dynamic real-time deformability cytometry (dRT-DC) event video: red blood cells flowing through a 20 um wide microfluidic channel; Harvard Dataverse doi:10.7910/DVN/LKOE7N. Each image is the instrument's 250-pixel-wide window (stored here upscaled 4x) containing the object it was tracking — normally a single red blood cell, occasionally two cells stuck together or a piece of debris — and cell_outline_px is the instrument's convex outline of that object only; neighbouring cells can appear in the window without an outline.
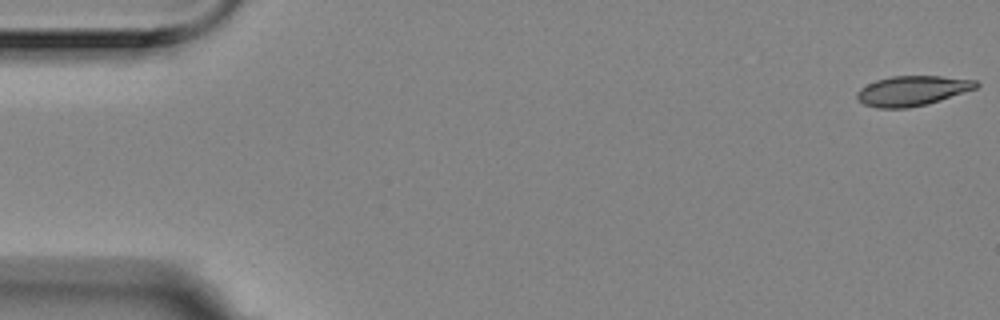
{"species": "Egyptian fruit bat (a non-hibernating species)", "species_latin": "Rousettus aegyptiacus", "temperature_condition": "room temperature", "stored_images_in_passage": 56, "camera_frame_rate_fps": 3000, "um_per_image_px": 0.085, "animal": {"sex": "female"}, "frame": {"image": 1, "passage_image": 1, "time_ms": 0.0, "image_size_px": [1000, 320], "cell_outline_px": [[980, 84], [976, 88], [928, 104], [908, 108], [876, 108], [864, 104], [856, 96], [856, 92], [860, 88], [876, 80], [892, 76], [940, 76], [976, 80]], "centroid_in_image_um": [77.53, 7.71], "position_along_channel_um": 7.5, "area_um2": 20.69}}
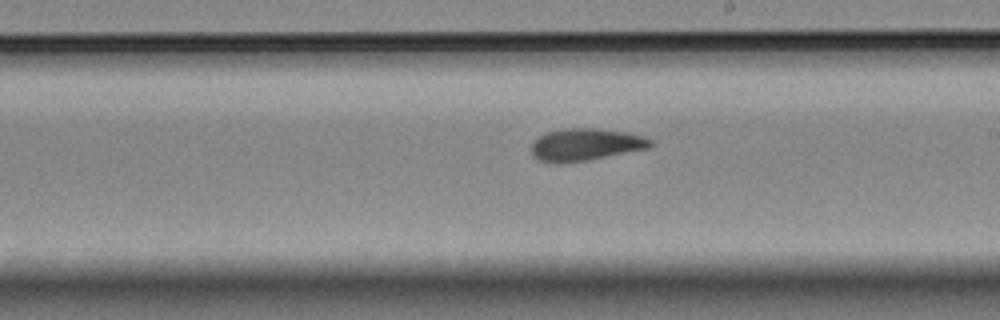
{"frame": {"image": 2, "passage_image": 32, "time_ms": 10.333, "image_size_px": [1000, 320], "cell_outline_px": [[652, 144], [648, 148], [588, 160], [560, 164], [552, 164], [536, 160], [532, 156], [532, 144], [540, 136], [548, 132], [564, 128], [600, 128], [628, 132], [644, 136], [652, 140]], "centroid_in_image_um": [49.75, 12.3], "position_along_channel_um": 239.2, "area_um2": 22.6}}
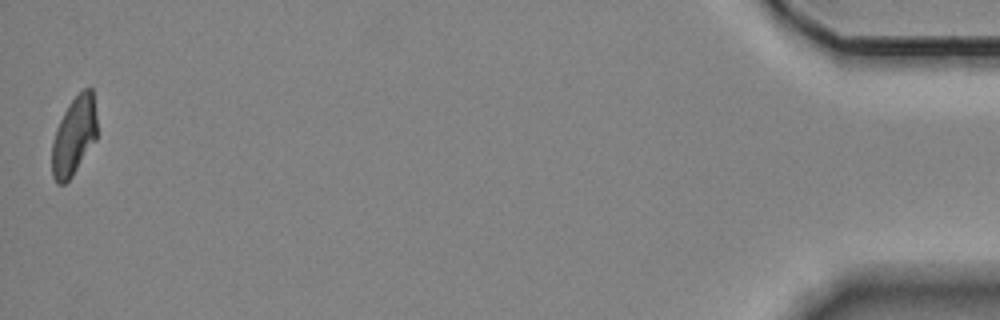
{"frame": {"image": 3, "passage_image": 56, "time_ms": 18.333, "image_size_px": [1000, 320], "cell_outline_px": [[96, 140], [72, 176], [64, 184], [56, 184], [52, 176], [52, 140], [56, 128], [68, 104], [84, 88], [92, 88], [96, 116]], "centroid_in_image_um": [6.27, 11.58], "position_along_channel_um": 428.9, "area_um2": 20.58}, "authors_computed_cell_mechanics": {"area_um2": 21.8484, "velocity_mm_per_s": 3.5261, "shape_relaxation_time_tau1_ms": 10.9696, "shape_relaxation_time_tau2_ms": 3.7472, "deformation_change_tau1": 0.2348, "deformation_change_tau2": 0.0997}}